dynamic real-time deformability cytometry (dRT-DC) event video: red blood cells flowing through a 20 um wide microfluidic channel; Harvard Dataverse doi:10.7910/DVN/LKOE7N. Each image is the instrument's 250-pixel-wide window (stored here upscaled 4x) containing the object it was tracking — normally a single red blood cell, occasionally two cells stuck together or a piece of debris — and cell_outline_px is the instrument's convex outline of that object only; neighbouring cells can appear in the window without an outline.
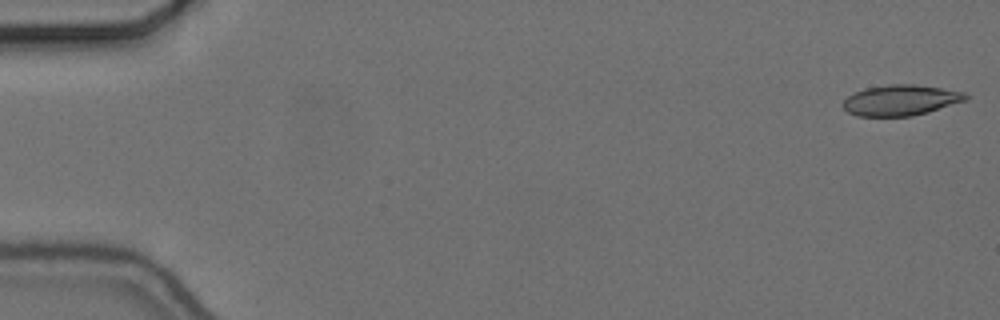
{"species": "common noctule bat (a hibernating species)", "species_latin": "Nyctalus noctula", "temperature_condition": "cold", "stored_images_in_passage": 52, "camera_frame_rate_fps": 3000, "um_per_image_px": 0.085, "animal": {"sex": "female", "body_mass_g": 24.6, "forearm_length_mm": 56.2}, "frame": {"image": 1, "passage_image": 1, "time_ms": 0.0, "image_size_px": [1000, 320], "cell_outline_px": [[968, 100], [928, 112], [912, 116], [856, 116], [848, 112], [844, 108], [844, 100], [848, 96], [864, 88], [888, 84], [912, 84], [940, 88], [964, 92], [968, 96]], "centroid_in_image_um": [76.57, 8.52], "position_along_channel_um": 8.4, "area_um2": 21.85}}
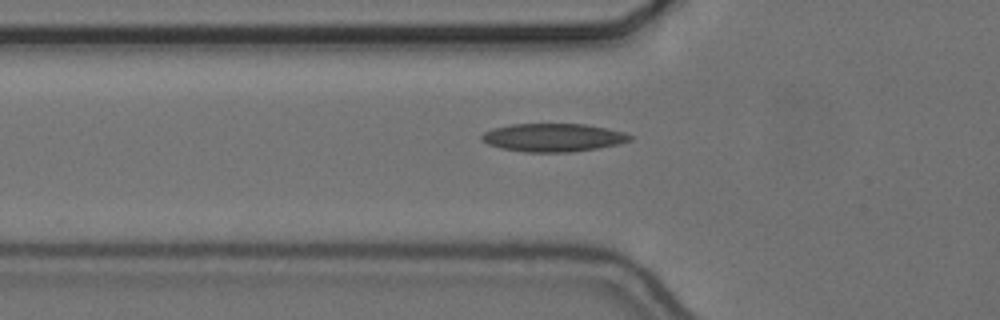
{"frame": {"image": 2, "passage_image": 19, "time_ms": 6.0, "image_size_px": [1000, 320], "cell_outline_px": [[632, 140], [620, 144], [572, 152], [524, 152], [500, 148], [488, 144], [480, 140], [480, 136], [484, 132], [492, 128], [512, 124], [584, 124], [608, 128], [624, 132], [632, 136]], "centroid_in_image_um": [47.0, 11.69], "position_along_channel_um": 78.8, "area_um2": 24.51}}
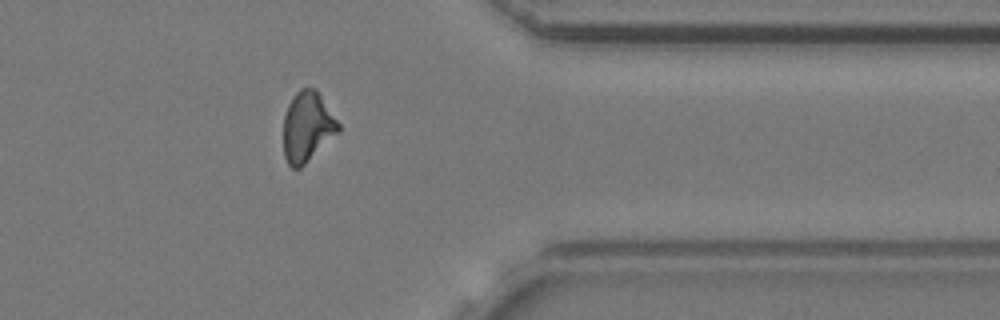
{"frame": {"image": 3, "passage_image": 45, "time_ms": 14.667, "image_size_px": [1000, 320], "cell_outline_px": [[340, 132], [300, 168], [292, 168], [288, 164], [284, 156], [284, 116], [288, 104], [292, 96], [300, 88], [316, 88], [340, 124]], "centroid_in_image_um": [26.13, 10.77], "position_along_channel_um": 385.3, "area_um2": 22.54}, "authors_computed_cell_mechanics": {"area_um2": 22.3108, "velocity_mm_per_s": 3.6769, "shape_relaxation_time_tau1_ms": 9.92, "shape_relaxation_time_tau2_ms": 3.6954, "deformation_change_tau1": 0.1962, "deformation_change_tau2": 0.114}}